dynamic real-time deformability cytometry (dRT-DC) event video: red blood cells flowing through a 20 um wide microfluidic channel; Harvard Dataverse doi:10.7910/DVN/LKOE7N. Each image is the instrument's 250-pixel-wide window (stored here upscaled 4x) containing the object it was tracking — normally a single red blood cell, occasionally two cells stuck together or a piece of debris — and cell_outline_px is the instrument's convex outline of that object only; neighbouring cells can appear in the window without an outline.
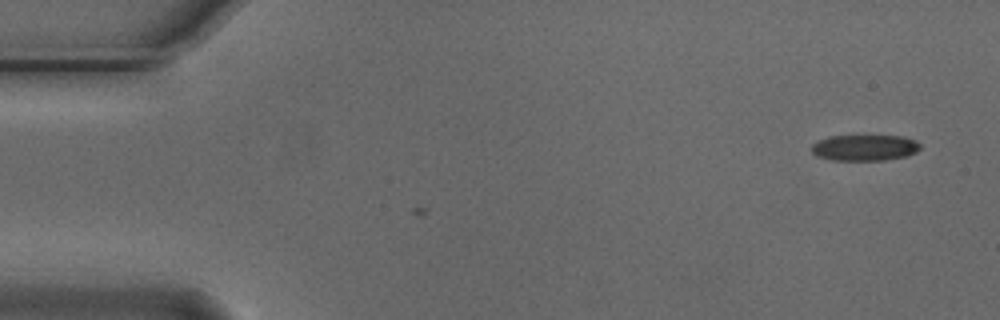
{"species": "Egyptian fruit bat (a non-hibernating species)", "species_latin": "Rousettus aegyptiacus", "temperature_condition": "cold", "stored_images_in_passage": 3, "camera_frame_rate_fps": 3000, "um_per_image_px": 0.085, "animal": {"sex": "male"}, "frame": {"image": 1, "passage_image": 1, "time_ms": 0.0, "image_size_px": [1000, 320], "cell_outline_px": [[920, 148], [916, 152], [908, 156], [884, 160], [832, 160], [816, 156], [812, 152], [812, 144], [816, 140], [828, 136], [904, 136], [916, 140], [920, 144]], "centroid_in_image_um": [73.49, 12.55], "position_along_channel_um": 11.5, "area_um2": 16.65}}